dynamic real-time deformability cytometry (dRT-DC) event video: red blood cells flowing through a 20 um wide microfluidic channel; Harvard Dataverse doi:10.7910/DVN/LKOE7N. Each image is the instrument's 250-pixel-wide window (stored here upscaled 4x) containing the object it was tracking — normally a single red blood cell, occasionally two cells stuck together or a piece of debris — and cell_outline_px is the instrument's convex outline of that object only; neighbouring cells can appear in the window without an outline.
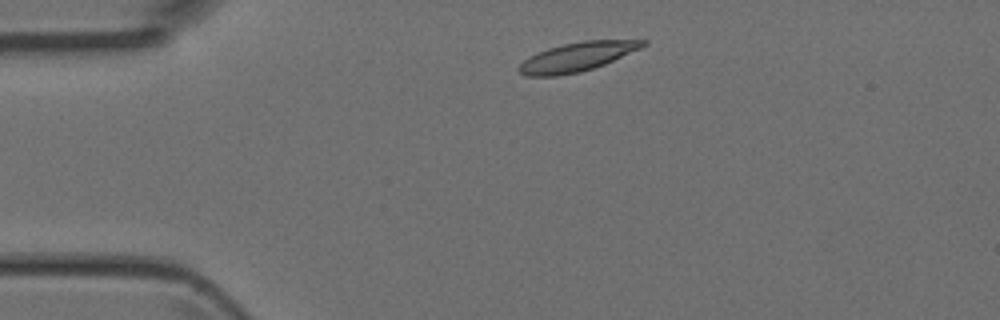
{"species": "Egyptian fruit bat (a non-hibernating species)", "species_latin": "Rousettus aegyptiacus", "temperature_condition": "room temperature", "stored_images_in_passage": 2, "camera_frame_rate_fps": 3000, "um_per_image_px": 0.085, "animal": {"sex": "female"}, "frame": {"image": 1, "passage_image": 1, "time_ms": 0.0, "image_size_px": [1000, 320], "cell_outline_px": [[648, 44], [640, 48], [604, 64], [580, 72], [556, 76], [528, 76], [520, 72], [516, 68], [524, 60], [548, 48], [564, 44], [584, 40], [648, 40]], "centroid_in_image_um": [49.06, 4.83], "position_along_channel_um": 35.9, "area_um2": 20.58}}